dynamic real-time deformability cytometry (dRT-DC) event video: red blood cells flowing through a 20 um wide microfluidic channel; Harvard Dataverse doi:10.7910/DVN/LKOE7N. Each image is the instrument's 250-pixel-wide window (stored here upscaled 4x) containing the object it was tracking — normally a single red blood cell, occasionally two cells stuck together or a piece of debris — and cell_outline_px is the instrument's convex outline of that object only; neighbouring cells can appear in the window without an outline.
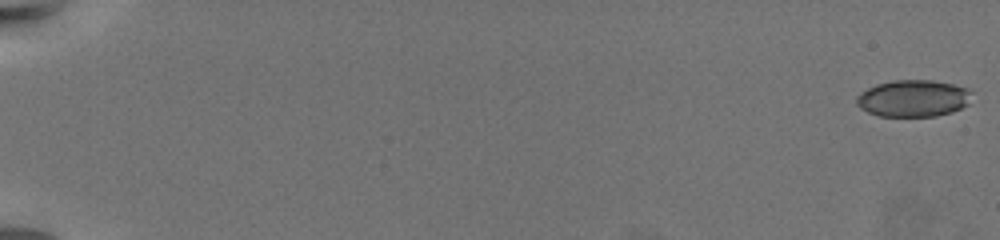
{"species": "common noctule bat (a hibernating species)", "species_latin": "Nyctalus noctula", "temperature_condition": "warm", "stored_images_in_passage": 66, "camera_frame_rate_fps": 3000, "um_per_image_px": 0.085, "animal": {"sex": "female", "body_mass_g": 19.5, "forearm_length_mm": 54.1}, "frame": {"image": 1, "passage_image": 1, "time_ms": 0.0, "image_size_px": [1000, 240], "cell_outline_px": [[972, 92], [968, 104], [952, 112], [936, 116], [880, 116], [868, 112], [860, 108], [856, 104], [856, 96], [860, 92], [876, 84], [896, 80], [932, 80], [952, 84], [968, 88]], "centroid_in_image_um": [77.62, 8.36], "position_along_channel_um": 7.4, "area_um2": 24.8}}
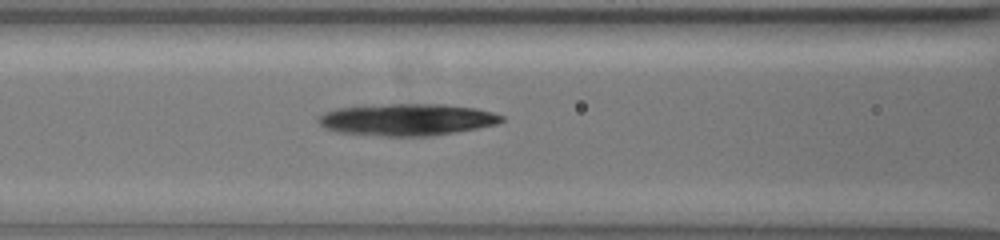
{"frame": {"image": 2, "passage_image": 32, "time_ms": 10.333, "image_size_px": [1000, 240], "cell_outline_px": [[504, 120], [496, 124], [456, 132], [432, 136], [380, 136], [336, 132], [324, 128], [316, 120], [316, 116], [324, 112], [340, 108], [388, 104], [444, 104], [476, 108], [492, 112], [504, 116]], "centroid_in_image_um": [34.57, 10.17], "position_along_channel_um": 132.0, "area_um2": 34.16}}
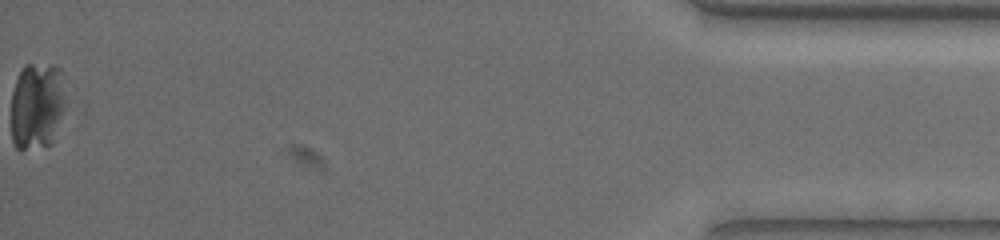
{"frame": {"image": 3, "passage_image": 66, "time_ms": 21.667, "image_size_px": [1000, 240], "cell_outline_px": [[68, 108], [52, 144], [24, 148], [16, 148], [12, 140], [12, 92], [16, 80], [24, 64], [56, 64], [60, 68], [68, 104]], "centroid_in_image_um": [3.22, 8.95], "position_along_channel_um": 432.0, "area_um2": 28.5}}